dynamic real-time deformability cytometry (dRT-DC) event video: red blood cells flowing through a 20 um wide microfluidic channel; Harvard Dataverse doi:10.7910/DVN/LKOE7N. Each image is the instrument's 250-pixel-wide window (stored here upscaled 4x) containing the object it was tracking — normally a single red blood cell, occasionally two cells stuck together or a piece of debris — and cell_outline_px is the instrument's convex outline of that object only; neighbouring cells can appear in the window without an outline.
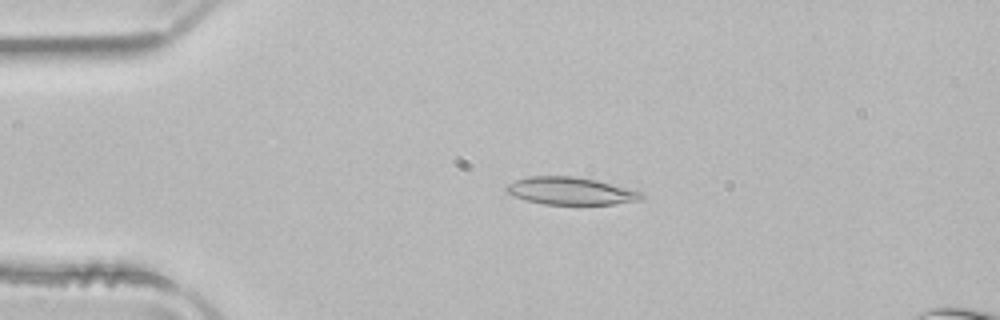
{"species": "common noctule bat (a hibernating species)", "species_latin": "Nyctalus noctula", "temperature_condition": "room temperature", "stored_images_in_passage": 51, "camera_frame_rate_fps": 3000, "um_per_image_px": 0.085, "animal": {"sex": "male", "body_mass_g": 21.5, "forearm_length_mm": 52.0}, "frame": {"image": 1, "passage_image": 11, "time_ms": 3.333, "image_size_px": [1000, 320], "cell_outline_px": [[644, 196], [640, 200], [612, 204], [544, 204], [524, 200], [508, 192], [504, 188], [508, 184], [516, 180], [528, 176], [572, 176], [596, 180], [644, 192]], "centroid_in_image_um": [48.51, 16.23], "position_along_channel_um": 36.5, "area_um2": 21.5}}
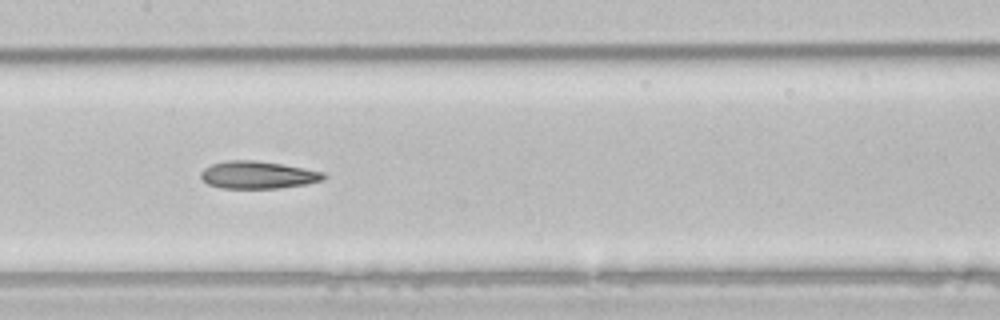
{"frame": {"image": 2, "passage_image": 25, "time_ms": 8.0, "image_size_px": [1000, 320], "cell_outline_px": [[328, 176], [324, 180], [308, 184], [276, 188], [220, 188], [208, 184], [200, 176], [200, 172], [204, 168], [212, 164], [224, 160], [256, 160], [304, 168], [324, 172]], "centroid_in_image_um": [21.93, 14.86], "position_along_channel_um": 185.5, "area_um2": 19.77}}
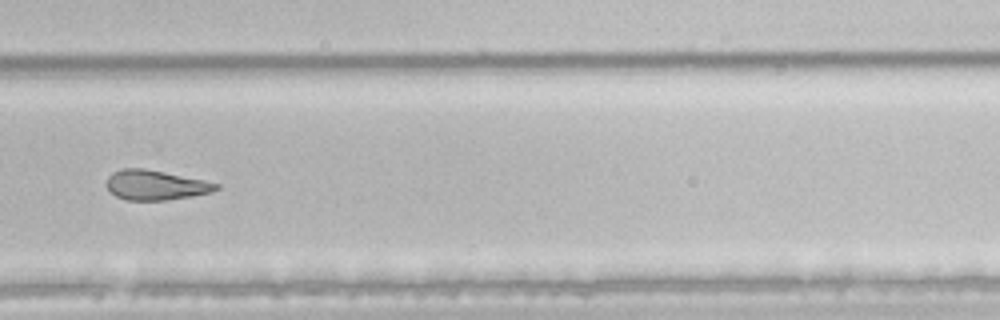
{"frame": {"image": 3, "passage_image": 35, "time_ms": 11.333, "image_size_px": [1000, 320], "cell_outline_px": [[220, 188], [212, 192], [192, 196], [168, 200], [128, 200], [116, 196], [104, 184], [108, 176], [112, 172], [124, 168], [144, 168], [204, 180], [220, 184]], "centroid_in_image_um": [13.22, 15.73], "position_along_channel_um": 316.6, "area_um2": 19.07}, "authors_computed_cell_mechanics": {"area_um2": 21.6172, "velocity_mm_per_s": 3.9531, "shape_relaxation_time_tau1_ms": null, "shape_relaxation_time_tau2_ms": 4.5569, "deformation_change_tau1": null, "deformation_change_tau2": 0.1463}}